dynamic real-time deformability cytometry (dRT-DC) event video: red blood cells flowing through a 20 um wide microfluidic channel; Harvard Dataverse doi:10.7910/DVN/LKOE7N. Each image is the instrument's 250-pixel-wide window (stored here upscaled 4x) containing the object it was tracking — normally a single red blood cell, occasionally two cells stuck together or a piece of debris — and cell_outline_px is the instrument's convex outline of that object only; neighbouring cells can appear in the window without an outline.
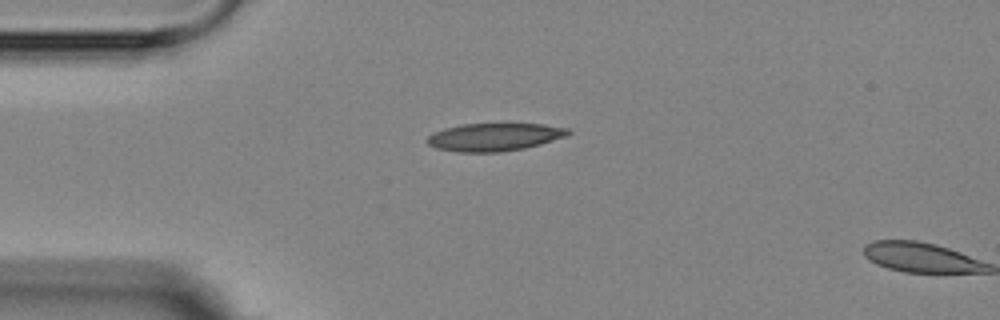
{"species": "Egyptian fruit bat (a non-hibernating species)", "species_latin": "Rousettus aegyptiacus", "temperature_condition": "room temperature", "stored_images_in_passage": 2, "camera_frame_rate_fps": 3000, "um_per_image_px": 0.085, "animal": {"sex": "female"}, "frame": {"image": 1, "passage_image": 1, "time_ms": 0.0, "image_size_px": [1000, 320], "cell_outline_px": [[572, 132], [568, 136], [540, 144], [524, 148], [500, 152], [460, 152], [436, 148], [428, 144], [424, 140], [432, 132], [444, 128], [460, 124], [508, 120], [544, 124], [568, 128]], "centroid_in_image_um": [42.05, 11.58], "position_along_channel_um": 43.0, "area_um2": 24.22}}